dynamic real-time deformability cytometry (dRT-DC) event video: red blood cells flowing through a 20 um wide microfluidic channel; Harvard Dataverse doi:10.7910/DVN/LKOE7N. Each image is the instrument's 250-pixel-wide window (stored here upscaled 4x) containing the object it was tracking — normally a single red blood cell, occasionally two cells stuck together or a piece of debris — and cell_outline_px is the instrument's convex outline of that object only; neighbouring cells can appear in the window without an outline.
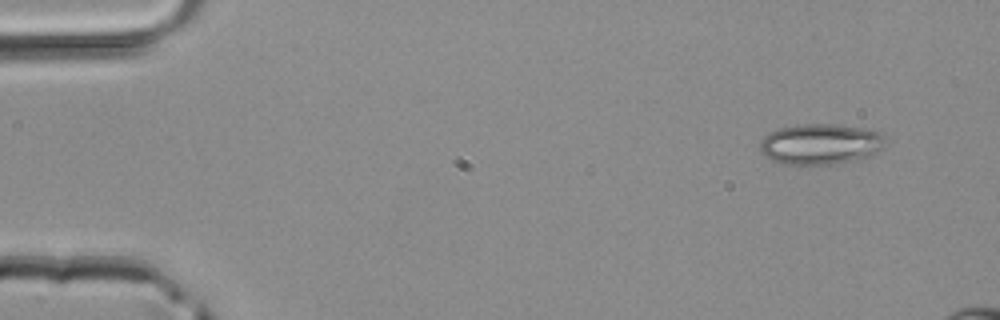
{"species": "common noctule bat (a hibernating species)", "species_latin": "Nyctalus noctula", "temperature_condition": "room temperature", "stored_images_in_passage": 4, "camera_frame_rate_fps": 3000, "um_per_image_px": 0.085, "animal": {"sex": "male", "body_mass_g": 20.4}, "frame": {"image": 1, "passage_image": 1, "time_ms": 0.0, "image_size_px": [1000, 320], "cell_outline_px": [[888, 140], [876, 152], [860, 160], [836, 164], [780, 164], [764, 156], [760, 152], [760, 140], [768, 132], [780, 128], [800, 124], [832, 124], [864, 128], [884, 132]], "centroid_in_image_um": [69.76, 12.25], "position_along_channel_um": 15.2, "area_um2": 30.23}}